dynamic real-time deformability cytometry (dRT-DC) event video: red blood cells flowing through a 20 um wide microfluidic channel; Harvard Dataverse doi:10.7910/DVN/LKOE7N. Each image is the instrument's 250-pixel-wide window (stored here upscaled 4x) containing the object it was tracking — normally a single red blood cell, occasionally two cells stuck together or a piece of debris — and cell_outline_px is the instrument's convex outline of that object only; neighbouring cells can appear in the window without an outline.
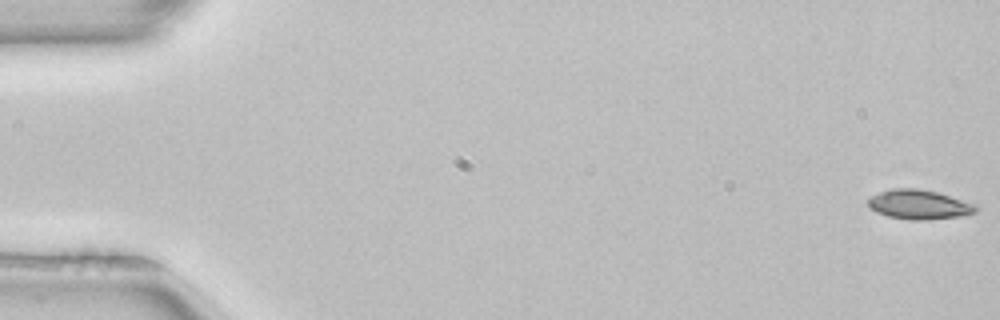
{"species": "common noctule bat (a hibernating species)", "species_latin": "Nyctalus noctula", "temperature_condition": "room temperature", "stored_images_in_passage": 52, "camera_frame_rate_fps": 3000, "um_per_image_px": 0.085, "animal": {"sex": "female", "body_mass_g": 22.7, "forearm_length_mm": 54.2}, "frame": {"image": 1, "passage_image": 1, "time_ms": 0.0, "image_size_px": [1000, 320], "cell_outline_px": [[980, 208], [976, 212], [960, 216], [924, 220], [908, 220], [888, 216], [876, 212], [868, 204], [868, 200], [872, 196], [880, 192], [892, 188], [916, 188], [936, 192], [976, 204]], "centroid_in_image_um": [78.14, 17.39], "position_along_channel_um": 6.9, "area_um2": 18.38}}
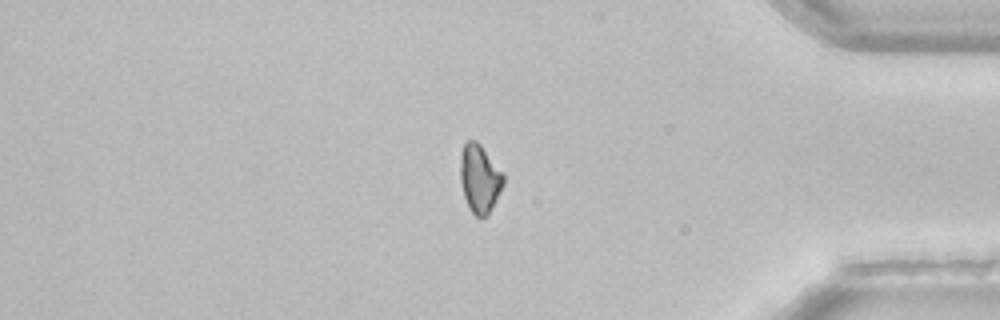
{"frame": {"image": 2, "passage_image": 44, "time_ms": 14.333, "image_size_px": [1000, 320], "cell_outline_px": [[504, 184], [488, 216], [476, 216], [468, 208], [464, 196], [460, 180], [460, 152], [464, 144], [468, 140], [476, 140], [480, 144], [504, 172]], "centroid_in_image_um": [40.77, 15.16], "position_along_channel_um": 394.4, "area_um2": 17.4}}
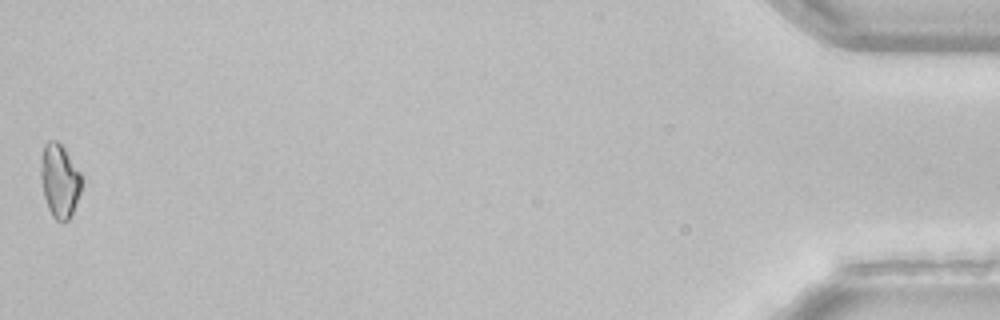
{"frame": {"image": 3, "passage_image": 52, "time_ms": 17.0, "image_size_px": [1000, 320], "cell_outline_px": [[80, 192], [72, 212], [68, 220], [56, 220], [52, 216], [48, 208], [44, 196], [40, 180], [40, 160], [44, 144], [48, 140], [56, 140], [64, 148], [80, 172]], "centroid_in_image_um": [5.02, 15.32], "position_along_channel_um": 430.2, "area_um2": 17.28}, "authors_computed_cell_mechanics": {"area_um2": 18.1492, "velocity_mm_per_s": 3.9782, "shape_relaxation_time_tau1_ms": 3.8236, "shape_relaxation_time_tau2_ms": null, "deformation_change_tau1": 0.1117, "deformation_change_tau2": null}}